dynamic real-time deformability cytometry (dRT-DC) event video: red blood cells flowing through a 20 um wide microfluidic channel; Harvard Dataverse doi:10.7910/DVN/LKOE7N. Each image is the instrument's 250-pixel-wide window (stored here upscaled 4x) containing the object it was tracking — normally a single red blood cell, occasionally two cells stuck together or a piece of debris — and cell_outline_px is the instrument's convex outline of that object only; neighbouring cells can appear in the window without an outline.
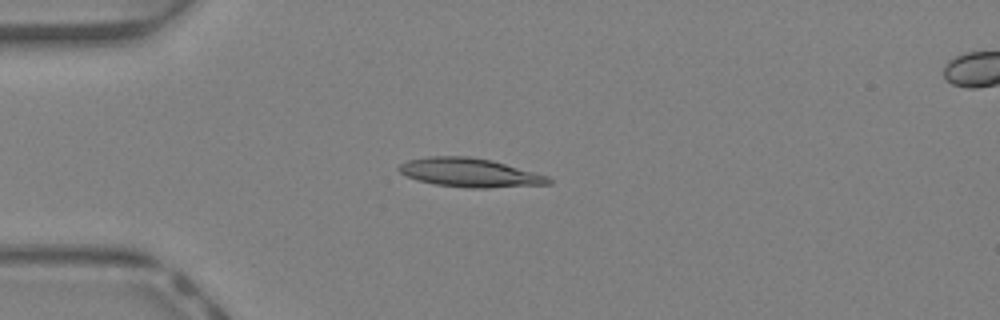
{"species": "Egyptian fruit bat (a non-hibernating species)", "species_latin": "Rousettus aegyptiacus", "temperature_condition": "warm", "stored_images_in_passage": 6, "camera_frame_rate_fps": 3000, "um_per_image_px": 0.085, "animal": {"sex": "female"}, "frame": {"image": 1, "passage_image": 6, "time_ms": 1.667, "image_size_px": [1000, 320], "cell_outline_px": [[552, 184], [488, 188], [468, 188], [436, 184], [416, 180], [400, 172], [396, 168], [400, 164], [408, 160], [428, 156], [468, 156], [492, 160], [548, 176], [552, 180]], "centroid_in_image_um": [39.93, 14.67], "position_along_channel_um": 45.1, "area_um2": 25.14}}